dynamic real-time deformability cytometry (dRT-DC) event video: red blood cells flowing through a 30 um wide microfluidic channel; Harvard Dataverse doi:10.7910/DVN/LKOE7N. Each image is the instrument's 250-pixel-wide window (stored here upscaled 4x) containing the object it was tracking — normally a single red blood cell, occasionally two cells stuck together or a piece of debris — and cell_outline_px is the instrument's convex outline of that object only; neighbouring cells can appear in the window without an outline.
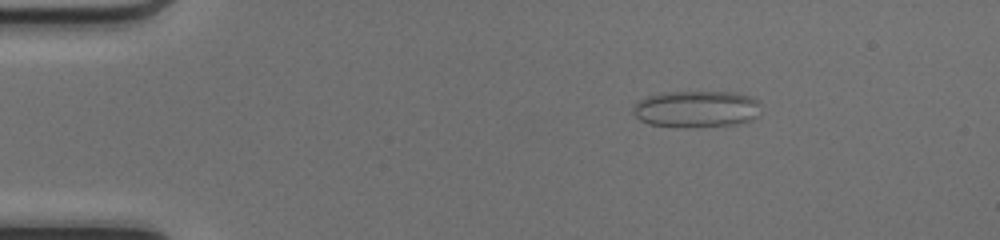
{"species": "common noctule bat (a hibernating species)", "species_latin": "Nyctalus noctula", "temperature_condition": "cold", "stored_images_in_passage": 44, "camera_frame_rate_fps": 3000, "um_per_image_px": 0.085, "animal": {"sex": "female", "body_mass_g": 17.0, "forearm_length_mm": 48.0}, "frame": {"image": 1, "passage_image": 2, "time_ms": 0.333, "image_size_px": [1000, 240], "cell_outline_px": [[760, 116], [752, 120], [736, 124], [692, 128], [676, 128], [648, 124], [640, 120], [632, 112], [632, 108], [640, 100], [648, 96], [664, 92], [736, 92], [748, 96], [756, 100], [760, 104]], "centroid_in_image_um": [59.21, 9.29], "position_along_channel_um": 25.8, "area_um2": 27.86}}
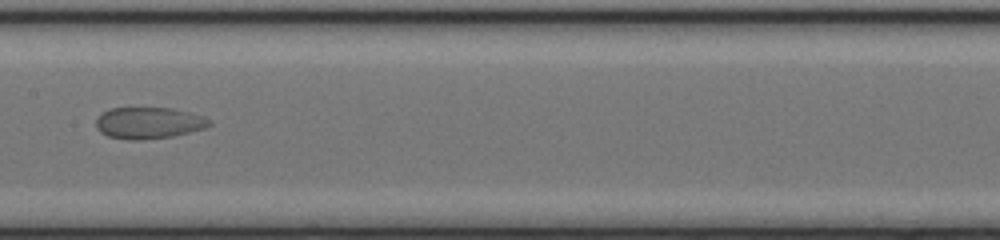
{"frame": {"image": 2, "passage_image": 20, "time_ms": 6.333, "image_size_px": [1000, 240], "cell_outline_px": [[212, 124], [204, 128], [172, 136], [144, 140], [124, 140], [108, 136], [100, 132], [96, 128], [96, 120], [104, 112], [112, 108], [172, 108], [188, 112], [200, 116], [208, 120]], "centroid_in_image_um": [12.59, 10.46], "position_along_channel_um": 194.8, "area_um2": 20.58}}
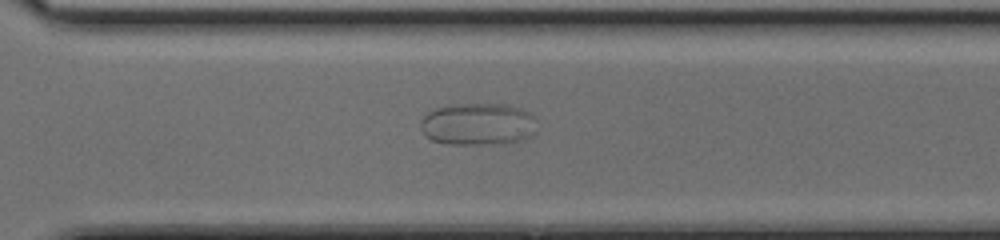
{"frame": {"image": 3, "passage_image": 30, "time_ms": 9.667, "image_size_px": [1000, 240], "cell_outline_px": [[532, 132], [524, 140], [504, 144], [444, 144], [432, 140], [424, 136], [420, 128], [420, 120], [428, 112], [436, 108], [452, 104], [504, 104], [520, 108], [528, 112], [532, 116]], "centroid_in_image_um": [40.53, 10.56], "position_along_channel_um": 330.1, "area_um2": 28.61}}